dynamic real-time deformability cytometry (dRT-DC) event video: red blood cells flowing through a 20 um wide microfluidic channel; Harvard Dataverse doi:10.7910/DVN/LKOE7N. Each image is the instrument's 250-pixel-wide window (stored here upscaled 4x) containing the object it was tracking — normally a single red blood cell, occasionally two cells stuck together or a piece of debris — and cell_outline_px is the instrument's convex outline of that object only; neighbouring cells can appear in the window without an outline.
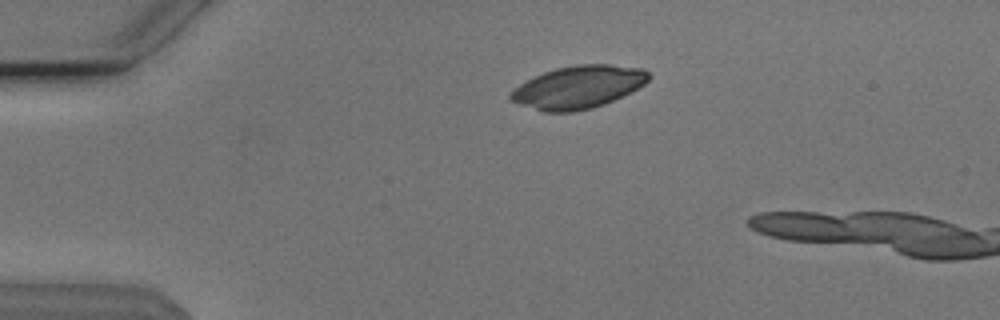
{"species": "Egyptian fruit bat (a non-hibernating species)", "species_latin": "Rousettus aegyptiacus", "temperature_condition": "cold", "stored_images_in_passage": 7, "camera_frame_rate_fps": 3000, "um_per_image_px": 0.085, "animal": {"sex": "male"}, "frame": {"image": 1, "passage_image": 1, "time_ms": 0.0, "image_size_px": [1000, 320], "cell_outline_px": [[652, 76], [644, 84], [604, 104], [592, 108], [572, 112], [544, 112], [508, 100], [508, 96], [520, 84], [544, 72], [556, 68], [576, 64], [612, 64], [644, 68]], "centroid_in_image_um": [49.16, 7.39], "position_along_channel_um": 35.8, "area_um2": 34.1}}